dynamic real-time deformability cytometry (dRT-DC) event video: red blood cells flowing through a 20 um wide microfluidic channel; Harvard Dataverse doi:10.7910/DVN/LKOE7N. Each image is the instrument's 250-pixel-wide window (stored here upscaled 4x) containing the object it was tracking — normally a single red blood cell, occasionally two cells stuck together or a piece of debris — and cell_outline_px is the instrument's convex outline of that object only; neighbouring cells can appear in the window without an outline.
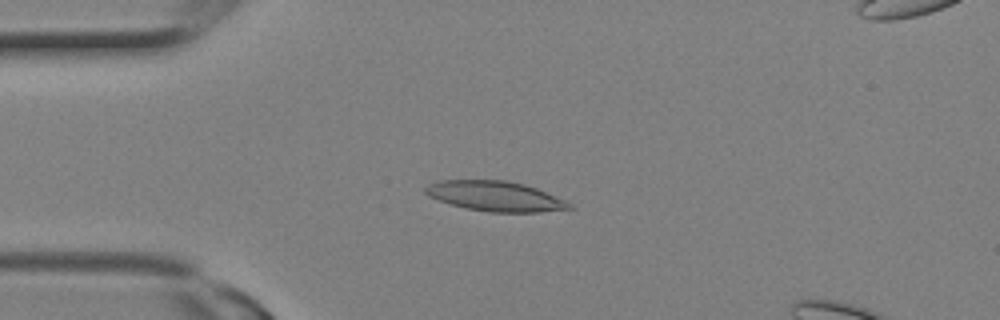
{"species": "Egyptian fruit bat (a non-hibernating species)", "species_latin": "Rousettus aegyptiacus", "temperature_condition": "room temperature", "stored_images_in_passage": 9, "camera_frame_rate_fps": 3000, "um_per_image_px": 0.085, "animal": {"sex": "female"}, "frame": {"image": 1, "passage_image": 6, "time_ms": 1.667, "image_size_px": [1000, 320], "cell_outline_px": [[576, 208], [540, 212], [488, 212], [468, 208], [452, 204], [428, 196], [424, 192], [424, 188], [428, 184], [436, 180], [504, 180], [524, 184], [536, 188], [564, 200], [572, 204]], "centroid_in_image_um": [42.09, 16.67], "position_along_channel_um": 42.9, "area_um2": 25.09}}
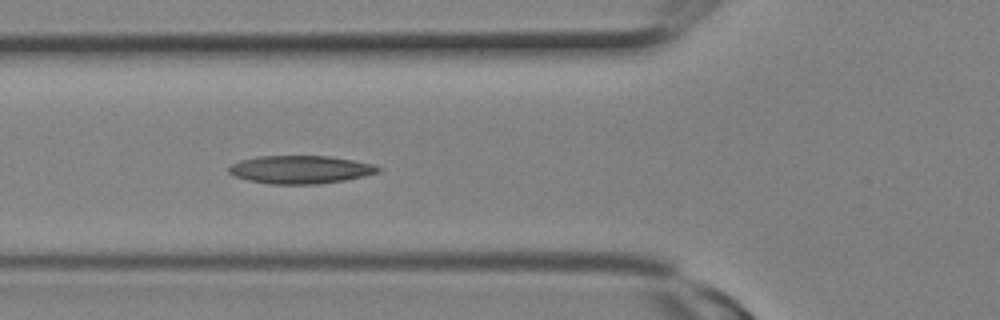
{"frame": {"image": 2, "passage_image": 9, "time_ms": 2.667, "image_size_px": [1000, 320], "cell_outline_px": [[380, 172], [364, 176], [344, 180], [320, 184], [272, 184], [248, 180], [236, 176], [228, 172], [228, 168], [232, 164], [240, 160], [256, 156], [328, 156], [356, 160], [372, 164], [380, 168]], "centroid_in_image_um": [25.54, 14.41], "position_along_channel_um": 100.3, "area_um2": 24.39}}